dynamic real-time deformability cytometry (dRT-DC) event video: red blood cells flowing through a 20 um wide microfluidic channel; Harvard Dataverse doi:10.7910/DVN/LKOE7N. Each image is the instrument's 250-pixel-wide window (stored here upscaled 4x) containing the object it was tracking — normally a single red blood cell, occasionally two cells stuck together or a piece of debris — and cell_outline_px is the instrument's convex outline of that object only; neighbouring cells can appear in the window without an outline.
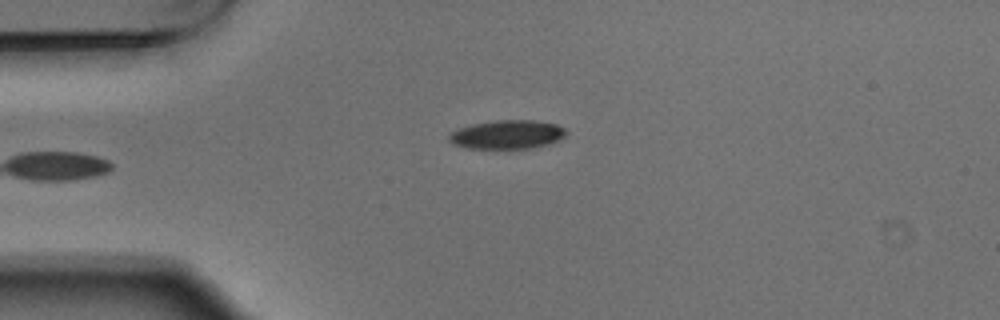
{"species": "Egyptian fruit bat (a non-hibernating species)", "species_latin": "Rousettus aegyptiacus", "temperature_condition": "warm", "stored_images_in_passage": 4, "camera_frame_rate_fps": 3000, "um_per_image_px": 0.085, "animal": {"sex": "male"}, "frame": {"image": 1, "passage_image": 4, "time_ms": 1.0, "image_size_px": [1000, 320], "cell_outline_px": [[568, 132], [564, 136], [548, 144], [528, 148], [468, 148], [452, 144], [448, 140], [448, 136], [452, 132], [460, 128], [472, 124], [496, 120], [536, 120], [556, 124], [564, 128]], "centroid_in_image_um": [43.1, 11.42], "position_along_channel_um": 41.9, "area_um2": 19.48}}